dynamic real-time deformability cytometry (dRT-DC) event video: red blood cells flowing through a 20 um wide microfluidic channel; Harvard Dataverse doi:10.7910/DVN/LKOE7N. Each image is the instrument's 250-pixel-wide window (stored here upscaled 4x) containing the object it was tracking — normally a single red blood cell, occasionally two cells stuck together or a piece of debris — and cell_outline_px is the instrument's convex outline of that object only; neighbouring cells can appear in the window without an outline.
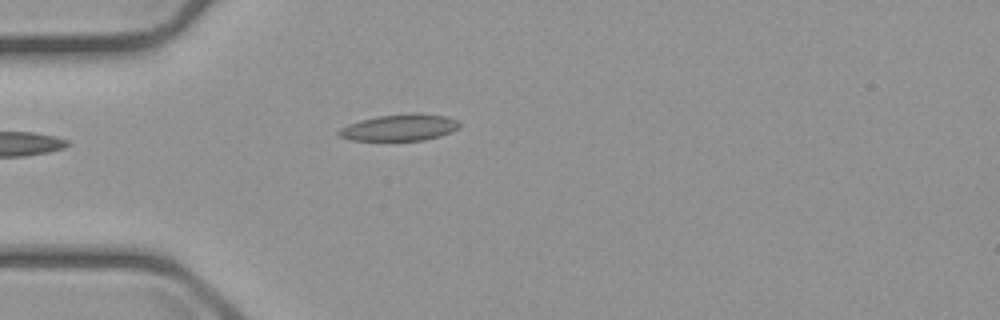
{"species": "common noctule bat (a hibernating species)", "species_latin": "Nyctalus noctula", "temperature_condition": "cold", "stored_images_in_passage": 3, "camera_frame_rate_fps": 3000, "um_per_image_px": 0.085, "animal": {"sex": "male", "body_mass_g": 23.1, "forearm_length_mm": 52.7}, "frame": {"image": 1, "passage_image": 1, "time_ms": 0.0, "image_size_px": [1000, 320], "cell_outline_px": [[460, 128], [452, 132], [440, 136], [424, 140], [348, 140], [340, 136], [336, 132], [340, 128], [348, 124], [360, 120], [376, 116], [412, 112], [420, 112], [444, 116], [456, 120], [460, 124]], "centroid_in_image_um": [33.97, 10.83], "position_along_channel_um": 51.0, "area_um2": 18.9}}
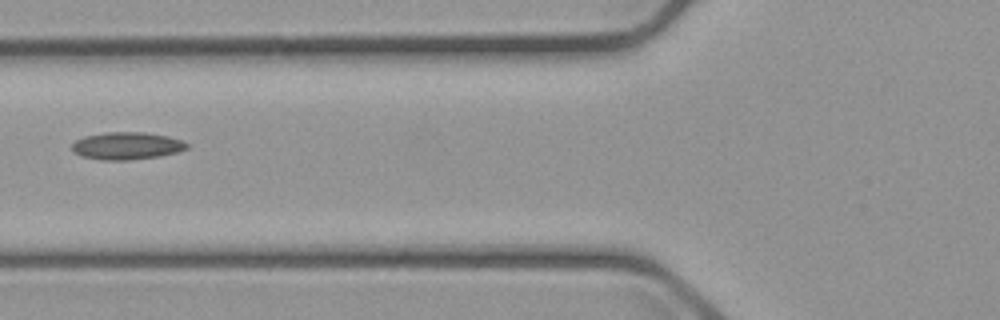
{"frame": {"image": 2, "passage_image": 3, "time_ms": 2.0, "image_size_px": [1000, 320], "cell_outline_px": [[188, 148], [176, 152], [160, 156], [128, 160], [100, 160], [84, 156], [72, 152], [72, 144], [76, 140], [84, 136], [104, 132], [144, 132], [168, 136], [180, 140], [188, 144]], "centroid_in_image_um": [10.75, 12.39], "position_along_channel_um": 115.0, "area_um2": 18.32}}